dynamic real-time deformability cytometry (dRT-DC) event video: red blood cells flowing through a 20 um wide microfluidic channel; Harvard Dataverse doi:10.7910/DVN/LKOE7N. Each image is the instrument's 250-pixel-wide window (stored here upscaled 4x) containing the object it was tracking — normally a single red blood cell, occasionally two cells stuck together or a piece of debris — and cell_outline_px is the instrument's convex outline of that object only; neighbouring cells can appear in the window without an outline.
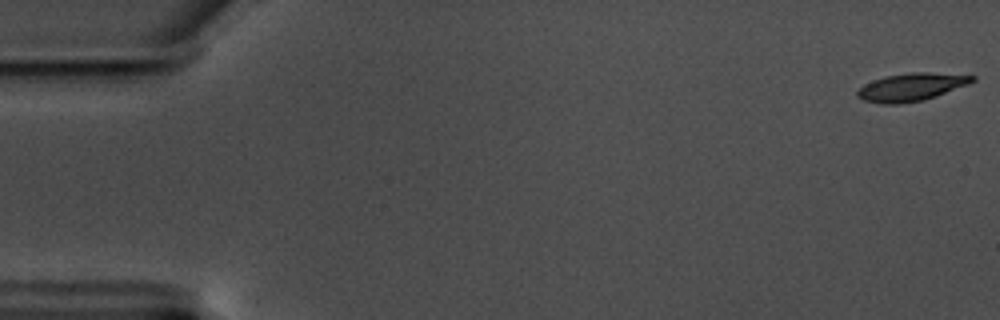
{"species": "common noctule bat (a hibernating species)", "species_latin": "Nyctalus noctula", "temperature_condition": "warm", "stored_images_in_passage": 58, "camera_frame_rate_fps": 3000, "um_per_image_px": 0.085, "animal": {"sex": "male", "body_mass_g": 17.5, "forearm_length_mm": 52.3}, "frame": {"image": 1, "passage_image": 1, "time_ms": 0.0, "image_size_px": [1000, 320], "cell_outline_px": [[976, 80], [968, 84], [936, 96], [924, 100], [900, 104], [884, 104], [864, 100], [856, 96], [856, 92], [864, 84], [872, 80], [884, 76], [912, 72], [928, 72], [976, 76]], "centroid_in_image_um": [77.44, 7.4], "position_along_channel_um": 7.6, "area_um2": 18.61}}
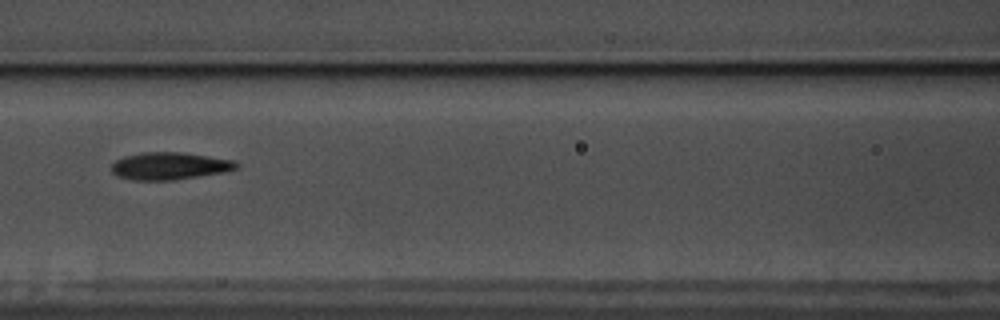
{"frame": {"image": 2, "passage_image": 26, "time_ms": 8.333, "image_size_px": [1000, 320], "cell_outline_px": [[240, 164], [236, 168], [224, 172], [172, 180], [132, 180], [116, 176], [112, 172], [112, 164], [116, 160], [124, 156], [140, 152], [180, 152], [236, 160]], "centroid_in_image_um": [14.4, 14.1], "position_along_channel_um": 152.2, "area_um2": 19.94}}
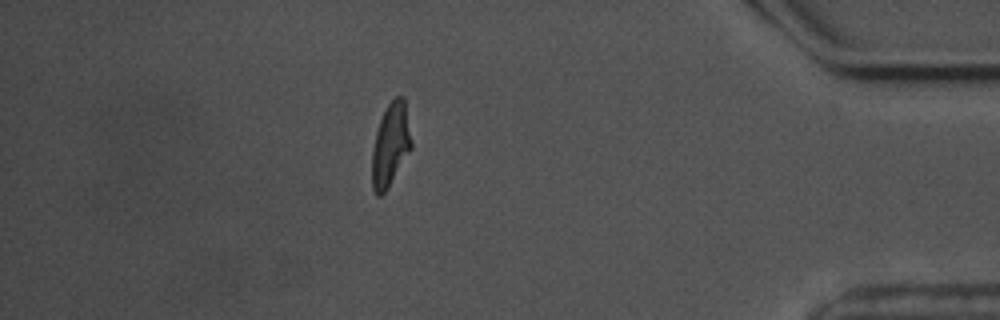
{"frame": {"image": 3, "passage_image": 51, "time_ms": 16.667, "image_size_px": [1000, 320], "cell_outline_px": [[412, 148], [388, 188], [380, 196], [376, 196], [372, 188], [372, 148], [376, 132], [380, 120], [388, 104], [396, 96], [404, 96], [412, 144]], "centroid_in_image_um": [33.19, 12.33], "position_along_channel_um": 402.0, "area_um2": 19.02}, "authors_computed_cell_mechanics": {"area_um2": 19.0162, "velocity_mm_per_s": 3.5133, "shape_relaxation_time_tau1_ms": 4.4257, "shape_relaxation_time_tau2_ms": 2.6058, "deformation_change_tau1": 0.19, "deformation_change_tau2": 0.0802}}